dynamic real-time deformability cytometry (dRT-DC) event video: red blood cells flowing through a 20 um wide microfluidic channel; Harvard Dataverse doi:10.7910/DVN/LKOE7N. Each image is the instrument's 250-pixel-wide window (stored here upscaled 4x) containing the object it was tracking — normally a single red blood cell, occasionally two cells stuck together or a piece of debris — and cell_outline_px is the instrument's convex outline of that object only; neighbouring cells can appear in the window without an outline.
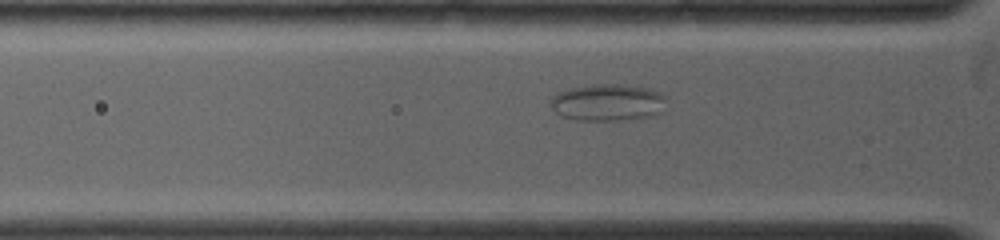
{"species": "common noctule bat (a hibernating species)", "species_latin": "Nyctalus noctula", "temperature_condition": "warm", "stored_images_in_passage": 32, "camera_frame_rate_fps": 5000, "um_per_image_px": 0.085, "animal": {"sex": "female", "body_mass_g": 19.0, "forearm_length_mm": 53.3}, "frame": {"image": 1, "passage_image": 12, "time_ms": 2.2, "image_size_px": [1000, 240], "cell_outline_px": [[664, 100], [660, 112], [648, 116], [612, 120], [580, 120], [560, 116], [548, 104], [552, 96], [556, 92], [572, 88], [592, 84], [620, 84], [648, 88], [660, 92], [664, 96]], "centroid_in_image_um": [51.57, 8.69], "position_along_channel_um": 74.2, "area_um2": 24.62}}
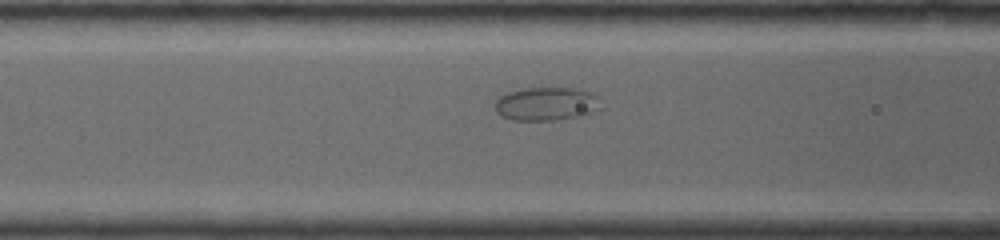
{"frame": {"image": 2, "passage_image": 18, "time_ms": 3.4, "image_size_px": [1000, 240], "cell_outline_px": [[604, 108], [580, 116], [556, 120], [512, 120], [500, 116], [496, 112], [496, 100], [500, 96], [508, 92], [524, 88], [584, 88], [600, 96]], "centroid_in_image_um": [46.53, 8.82], "position_along_channel_um": 120.1, "area_um2": 21.15}}
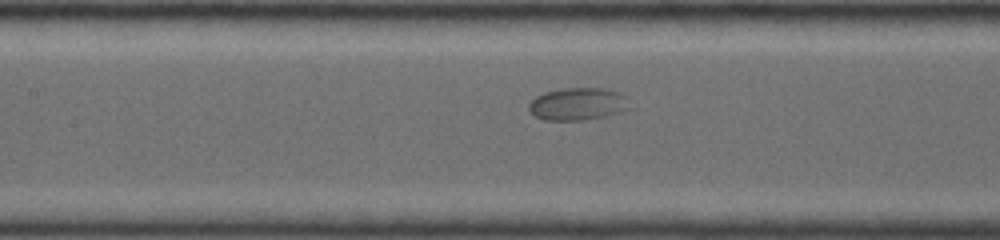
{"frame": {"image": 3, "passage_image": 23, "time_ms": 4.4, "image_size_px": [1000, 240], "cell_outline_px": [[628, 108], [620, 112], [608, 116], [584, 120], [544, 120], [536, 116], [528, 108], [528, 104], [536, 96], [544, 92], [564, 88], [604, 88], [620, 92], [628, 96]], "centroid_in_image_um": [49.14, 8.83], "position_along_channel_um": 158.3, "area_um2": 19.19}}